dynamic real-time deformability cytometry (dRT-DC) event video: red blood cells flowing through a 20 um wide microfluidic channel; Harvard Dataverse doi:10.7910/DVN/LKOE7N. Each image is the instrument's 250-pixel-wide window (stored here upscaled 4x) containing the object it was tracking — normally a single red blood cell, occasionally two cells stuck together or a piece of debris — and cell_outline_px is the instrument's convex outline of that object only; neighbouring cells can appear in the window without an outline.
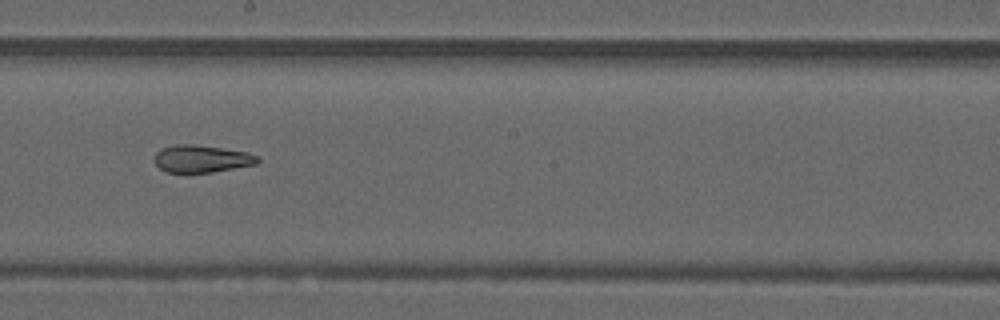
{"species": "common noctule bat (a hibernating species)", "species_latin": "Nyctalus noctula", "temperature_condition": "warm", "stored_images_in_passage": 37, "camera_frame_rate_fps": 3000, "um_per_image_px": 0.085, "animal": {"sex": "male", "forearm_length_mm": 52.5}, "frame": {"image": 1, "passage_image": 16, "time_ms": 5.0, "image_size_px": [1000, 320], "cell_outline_px": [[260, 160], [256, 164], [212, 172], [164, 172], [156, 164], [156, 152], [160, 148], [176, 144], [192, 144], [248, 152], [260, 156]], "centroid_in_image_um": [17.15, 13.49], "position_along_channel_um": 231.0, "area_um2": 16.36}, "authors_computed_cell_mechanics": {"area_um2": 17.6868, "velocity_mm_per_s": 4.2031, "shape_relaxation_time_tau1_ms": null, "shape_relaxation_time_tau2_ms": 2.1154, "deformation_change_tau1": null, "deformation_change_tau2": 0.0976}}